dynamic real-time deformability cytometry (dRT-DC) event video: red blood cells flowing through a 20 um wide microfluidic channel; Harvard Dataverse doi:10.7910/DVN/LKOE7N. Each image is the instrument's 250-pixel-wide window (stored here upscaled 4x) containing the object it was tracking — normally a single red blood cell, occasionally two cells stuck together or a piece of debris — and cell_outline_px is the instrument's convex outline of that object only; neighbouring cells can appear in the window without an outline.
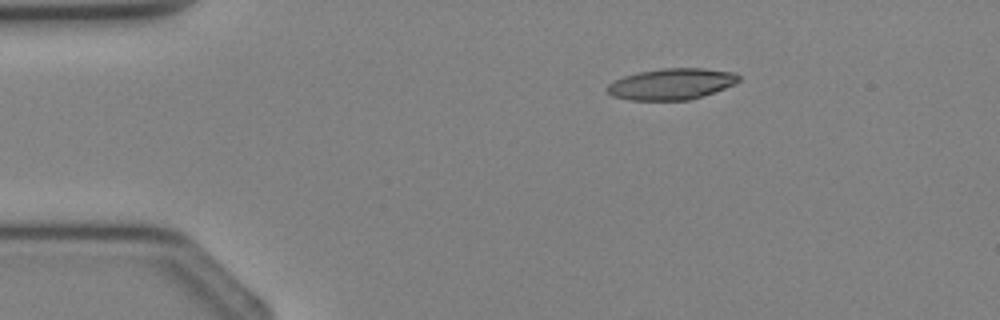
{"species": "Egyptian fruit bat (a non-hibernating species)", "species_latin": "Rousettus aegyptiacus", "temperature_condition": "cold", "stored_images_in_passage": 3, "camera_frame_rate_fps": 3000, "um_per_image_px": 0.085, "animal": {"sex": "female"}, "frame": {"image": 1, "passage_image": 3, "time_ms": 2.333, "image_size_px": [1000, 320], "cell_outline_px": [[740, 80], [736, 84], [688, 100], [632, 100], [612, 96], [608, 92], [608, 84], [624, 76], [640, 72], [660, 68], [704, 68], [732, 72], [740, 76]], "centroid_in_image_um": [57.09, 7.13], "position_along_channel_um": 27.9, "area_um2": 23.64}}